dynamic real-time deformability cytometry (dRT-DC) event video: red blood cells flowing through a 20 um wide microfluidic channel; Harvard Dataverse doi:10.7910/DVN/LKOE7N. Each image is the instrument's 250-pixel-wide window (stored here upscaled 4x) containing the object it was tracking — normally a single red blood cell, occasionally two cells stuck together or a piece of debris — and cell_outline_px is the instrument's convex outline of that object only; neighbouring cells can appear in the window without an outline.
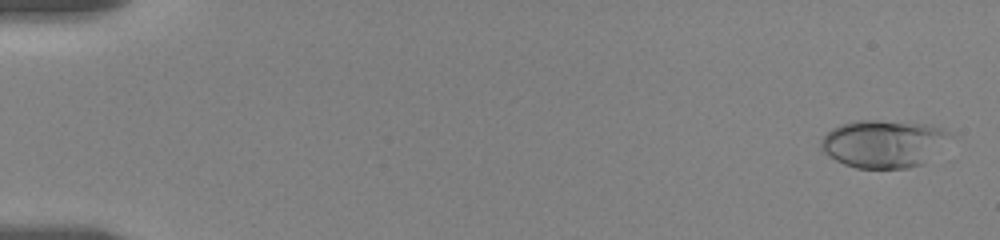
{"species": "human", "species_latin": "Homo sapiens", "temperature_condition": "room temperature", "stored_images_in_passage": 58, "camera_frame_rate_fps": 3000, "um_per_image_px": 0.085, "donor": {"sex": "female"}, "frame": {"image": 1, "passage_image": 2, "time_ms": 0.333, "image_size_px": [1000, 240], "cell_outline_px": [[952, 136], [924, 164], [908, 168], [856, 168], [844, 164], [828, 156], [820, 148], [820, 140], [832, 128], [840, 124], [856, 120], [876, 120], [932, 124], [944, 128]], "centroid_in_image_um": [75.1, 12.2], "position_along_channel_um": 9.9, "area_um2": 36.07}}
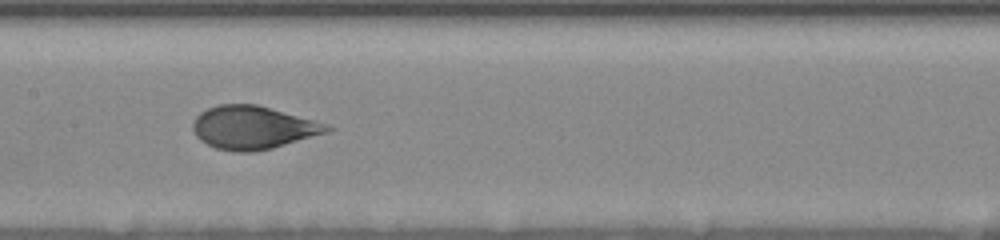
{"frame": {"image": 2, "passage_image": 30, "time_ms": 9.667, "image_size_px": [1000, 240], "cell_outline_px": [[336, 128], [328, 132], [272, 148], [252, 152], [236, 152], [216, 148], [200, 140], [196, 136], [192, 128], [192, 124], [196, 116], [200, 112], [208, 108], [220, 104], [256, 104], [328, 124]], "centroid_in_image_um": [21.5, 10.84], "position_along_channel_um": 185.9, "area_um2": 33.58}}
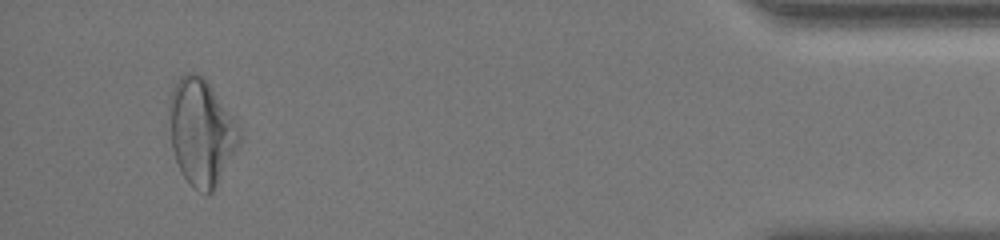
{"frame": {"image": 3, "passage_image": 55, "time_ms": 18.0, "image_size_px": [1000, 240], "cell_outline_px": [[240, 140], [236, 148], [212, 192], [204, 192], [192, 188], [188, 184], [180, 172], [172, 148], [168, 120], [168, 104], [172, 88], [180, 76], [184, 72], [196, 72], [204, 76], [232, 116], [240, 128]], "centroid_in_image_um": [17.05, 11.18], "position_along_channel_um": 418.1, "area_um2": 43.35}, "authors_computed_cell_mechanics": {"area_um2": 33.8997, "velocity_mm_per_s": 3.52, "shape_relaxation_time_tau1_ms": 5.419, "shape_relaxation_time_tau2_ms": 0.9936, "deformation_change_tau1": 0.1842, "deformation_change_tau2": 0.0645}}